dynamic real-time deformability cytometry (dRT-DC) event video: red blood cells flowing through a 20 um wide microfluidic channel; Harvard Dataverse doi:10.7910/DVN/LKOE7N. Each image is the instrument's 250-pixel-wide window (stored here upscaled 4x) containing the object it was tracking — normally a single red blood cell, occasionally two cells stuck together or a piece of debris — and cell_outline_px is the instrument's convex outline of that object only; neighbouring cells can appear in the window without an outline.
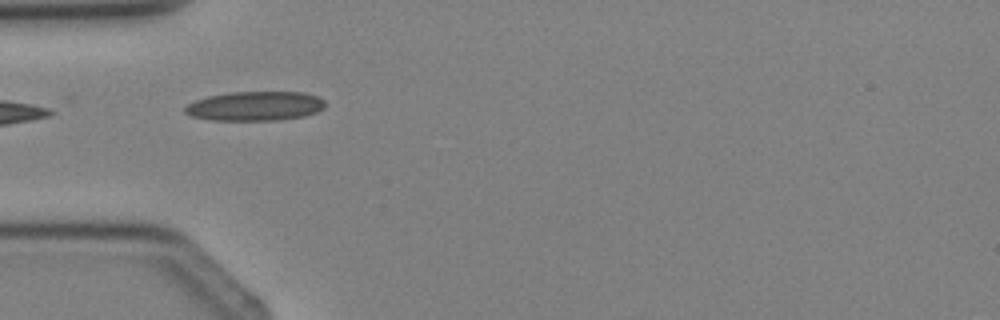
{"species": "Egyptian fruit bat (a non-hibernating species)", "species_latin": "Rousettus aegyptiacus", "temperature_condition": "cold", "stored_images_in_passage": 4, "camera_frame_rate_fps": 3000, "um_per_image_px": 0.085, "animal": {"sex": "female"}, "frame": {"image": 1, "passage_image": 3, "time_ms": 3.333, "image_size_px": [1000, 320], "cell_outline_px": [[324, 108], [316, 112], [304, 116], [276, 120], [208, 120], [192, 116], [184, 112], [184, 108], [188, 104], [196, 100], [208, 96], [232, 92], [304, 92], [316, 96], [324, 100]], "centroid_in_image_um": [21.67, 9.01], "position_along_channel_um": 63.3, "area_um2": 23.87}}
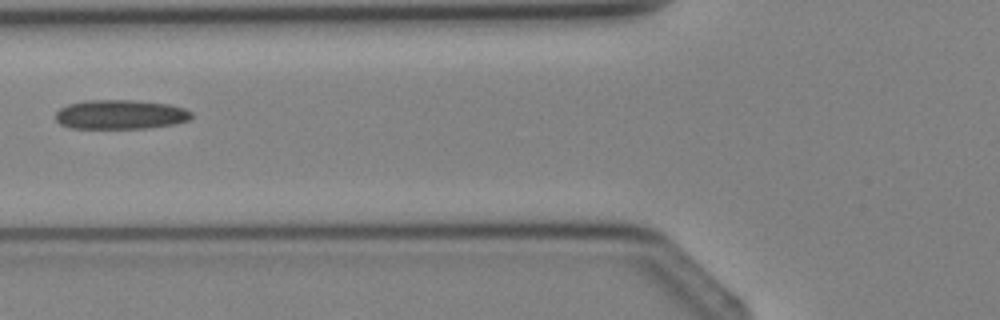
{"frame": {"image": 2, "passage_image": 4, "time_ms": 4.333, "image_size_px": [1000, 320], "cell_outline_px": [[192, 116], [188, 120], [172, 124], [148, 128], [72, 128], [60, 124], [56, 120], [56, 112], [60, 108], [68, 104], [88, 100], [136, 100], [168, 104], [184, 108], [192, 112]], "centroid_in_image_um": [10.23, 9.73], "position_along_channel_um": 115.6, "area_um2": 23.18}}